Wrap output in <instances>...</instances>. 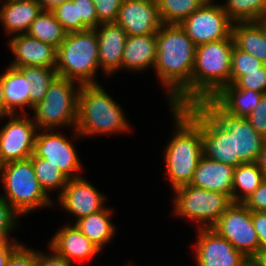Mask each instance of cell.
Wrapping results in <instances>:
<instances>
[{
  "label": "cell",
  "instance_id": "6da1fadb",
  "mask_svg": "<svg viewBox=\"0 0 266 266\" xmlns=\"http://www.w3.org/2000/svg\"><path fill=\"white\" fill-rule=\"evenodd\" d=\"M157 78L165 87L170 107L191 105V77L196 45L180 24H163L156 33Z\"/></svg>",
  "mask_w": 266,
  "mask_h": 266
},
{
  "label": "cell",
  "instance_id": "7a4b0ae2",
  "mask_svg": "<svg viewBox=\"0 0 266 266\" xmlns=\"http://www.w3.org/2000/svg\"><path fill=\"white\" fill-rule=\"evenodd\" d=\"M170 108L175 132L165 147L164 161L168 179L175 190L191 183L204 154L201 127L181 107Z\"/></svg>",
  "mask_w": 266,
  "mask_h": 266
},
{
  "label": "cell",
  "instance_id": "3957f363",
  "mask_svg": "<svg viewBox=\"0 0 266 266\" xmlns=\"http://www.w3.org/2000/svg\"><path fill=\"white\" fill-rule=\"evenodd\" d=\"M100 83L82 85L74 138L124 133L131 129L124 110Z\"/></svg>",
  "mask_w": 266,
  "mask_h": 266
},
{
  "label": "cell",
  "instance_id": "277c9868",
  "mask_svg": "<svg viewBox=\"0 0 266 266\" xmlns=\"http://www.w3.org/2000/svg\"><path fill=\"white\" fill-rule=\"evenodd\" d=\"M233 48L232 35L196 47L191 77V105L213 98L224 86L230 84Z\"/></svg>",
  "mask_w": 266,
  "mask_h": 266
},
{
  "label": "cell",
  "instance_id": "5b68a950",
  "mask_svg": "<svg viewBox=\"0 0 266 266\" xmlns=\"http://www.w3.org/2000/svg\"><path fill=\"white\" fill-rule=\"evenodd\" d=\"M99 68L95 29L68 32L57 48V75L81 85L99 84L95 78Z\"/></svg>",
  "mask_w": 266,
  "mask_h": 266
},
{
  "label": "cell",
  "instance_id": "8992f818",
  "mask_svg": "<svg viewBox=\"0 0 266 266\" xmlns=\"http://www.w3.org/2000/svg\"><path fill=\"white\" fill-rule=\"evenodd\" d=\"M0 180L5 198L20 215L52 207L53 199L40 187L30 159L0 165Z\"/></svg>",
  "mask_w": 266,
  "mask_h": 266
},
{
  "label": "cell",
  "instance_id": "52a82bcc",
  "mask_svg": "<svg viewBox=\"0 0 266 266\" xmlns=\"http://www.w3.org/2000/svg\"><path fill=\"white\" fill-rule=\"evenodd\" d=\"M76 83L58 75L50 83L42 101L32 109L33 121L39 130H57L61 126L76 129L78 95L82 86Z\"/></svg>",
  "mask_w": 266,
  "mask_h": 266
},
{
  "label": "cell",
  "instance_id": "ba28073f",
  "mask_svg": "<svg viewBox=\"0 0 266 266\" xmlns=\"http://www.w3.org/2000/svg\"><path fill=\"white\" fill-rule=\"evenodd\" d=\"M173 212L179 217L198 222L197 229L212 228L226 209L233 203L223 193L209 191L193 185L174 190Z\"/></svg>",
  "mask_w": 266,
  "mask_h": 266
},
{
  "label": "cell",
  "instance_id": "9c48e42d",
  "mask_svg": "<svg viewBox=\"0 0 266 266\" xmlns=\"http://www.w3.org/2000/svg\"><path fill=\"white\" fill-rule=\"evenodd\" d=\"M201 104L234 136V167L256 163L265 138L254 130L248 119L225 112L212 98Z\"/></svg>",
  "mask_w": 266,
  "mask_h": 266
},
{
  "label": "cell",
  "instance_id": "30bf717a",
  "mask_svg": "<svg viewBox=\"0 0 266 266\" xmlns=\"http://www.w3.org/2000/svg\"><path fill=\"white\" fill-rule=\"evenodd\" d=\"M181 108L201 127L204 156L234 167V136L202 104Z\"/></svg>",
  "mask_w": 266,
  "mask_h": 266
},
{
  "label": "cell",
  "instance_id": "8fae6325",
  "mask_svg": "<svg viewBox=\"0 0 266 266\" xmlns=\"http://www.w3.org/2000/svg\"><path fill=\"white\" fill-rule=\"evenodd\" d=\"M212 229L249 259L260 249L252 213L243 203L233 202Z\"/></svg>",
  "mask_w": 266,
  "mask_h": 266
},
{
  "label": "cell",
  "instance_id": "7c38bea8",
  "mask_svg": "<svg viewBox=\"0 0 266 266\" xmlns=\"http://www.w3.org/2000/svg\"><path fill=\"white\" fill-rule=\"evenodd\" d=\"M208 0L180 23L187 36L196 46L229 38L232 35L233 22L221 4Z\"/></svg>",
  "mask_w": 266,
  "mask_h": 266
},
{
  "label": "cell",
  "instance_id": "4fadbf2b",
  "mask_svg": "<svg viewBox=\"0 0 266 266\" xmlns=\"http://www.w3.org/2000/svg\"><path fill=\"white\" fill-rule=\"evenodd\" d=\"M27 114L9 115V120L0 129V165L29 159L39 131Z\"/></svg>",
  "mask_w": 266,
  "mask_h": 266
},
{
  "label": "cell",
  "instance_id": "5bb4252c",
  "mask_svg": "<svg viewBox=\"0 0 266 266\" xmlns=\"http://www.w3.org/2000/svg\"><path fill=\"white\" fill-rule=\"evenodd\" d=\"M33 154L57 167L68 179L80 177L78 172L82 169V163L74 144L62 132L39 130Z\"/></svg>",
  "mask_w": 266,
  "mask_h": 266
},
{
  "label": "cell",
  "instance_id": "9a60e30c",
  "mask_svg": "<svg viewBox=\"0 0 266 266\" xmlns=\"http://www.w3.org/2000/svg\"><path fill=\"white\" fill-rule=\"evenodd\" d=\"M197 231L194 245L197 266H242L249 259L212 228Z\"/></svg>",
  "mask_w": 266,
  "mask_h": 266
},
{
  "label": "cell",
  "instance_id": "2e32d148",
  "mask_svg": "<svg viewBox=\"0 0 266 266\" xmlns=\"http://www.w3.org/2000/svg\"><path fill=\"white\" fill-rule=\"evenodd\" d=\"M106 195H103L86 178L80 176L68 179L65 188L58 196L62 209L76 216V221L103 210L106 206Z\"/></svg>",
  "mask_w": 266,
  "mask_h": 266
},
{
  "label": "cell",
  "instance_id": "e0dca14e",
  "mask_svg": "<svg viewBox=\"0 0 266 266\" xmlns=\"http://www.w3.org/2000/svg\"><path fill=\"white\" fill-rule=\"evenodd\" d=\"M115 23L128 36L156 34L163 25L156 0H124Z\"/></svg>",
  "mask_w": 266,
  "mask_h": 266
},
{
  "label": "cell",
  "instance_id": "ac0fdd59",
  "mask_svg": "<svg viewBox=\"0 0 266 266\" xmlns=\"http://www.w3.org/2000/svg\"><path fill=\"white\" fill-rule=\"evenodd\" d=\"M8 47L15 60L9 66H41L55 68L57 49L47 43L30 37L28 34H19L9 40Z\"/></svg>",
  "mask_w": 266,
  "mask_h": 266
},
{
  "label": "cell",
  "instance_id": "d6986e66",
  "mask_svg": "<svg viewBox=\"0 0 266 266\" xmlns=\"http://www.w3.org/2000/svg\"><path fill=\"white\" fill-rule=\"evenodd\" d=\"M98 37L99 66L105 75L112 76L122 67V56L128 35L116 23L100 24L95 28Z\"/></svg>",
  "mask_w": 266,
  "mask_h": 266
},
{
  "label": "cell",
  "instance_id": "ffe728a7",
  "mask_svg": "<svg viewBox=\"0 0 266 266\" xmlns=\"http://www.w3.org/2000/svg\"><path fill=\"white\" fill-rule=\"evenodd\" d=\"M48 244L72 264L77 259L81 262L87 261L102 251L75 224L71 223L60 228Z\"/></svg>",
  "mask_w": 266,
  "mask_h": 266
},
{
  "label": "cell",
  "instance_id": "44dd1931",
  "mask_svg": "<svg viewBox=\"0 0 266 266\" xmlns=\"http://www.w3.org/2000/svg\"><path fill=\"white\" fill-rule=\"evenodd\" d=\"M235 167L202 156L190 185L228 195L232 200Z\"/></svg>",
  "mask_w": 266,
  "mask_h": 266
},
{
  "label": "cell",
  "instance_id": "7402d4cb",
  "mask_svg": "<svg viewBox=\"0 0 266 266\" xmlns=\"http://www.w3.org/2000/svg\"><path fill=\"white\" fill-rule=\"evenodd\" d=\"M0 0V22L8 35L27 34L43 10L37 0ZM3 2V4H2Z\"/></svg>",
  "mask_w": 266,
  "mask_h": 266
},
{
  "label": "cell",
  "instance_id": "603a6c76",
  "mask_svg": "<svg viewBox=\"0 0 266 266\" xmlns=\"http://www.w3.org/2000/svg\"><path fill=\"white\" fill-rule=\"evenodd\" d=\"M157 57L156 34L128 36L121 69L141 71L154 68Z\"/></svg>",
  "mask_w": 266,
  "mask_h": 266
},
{
  "label": "cell",
  "instance_id": "cb8c5ba5",
  "mask_svg": "<svg viewBox=\"0 0 266 266\" xmlns=\"http://www.w3.org/2000/svg\"><path fill=\"white\" fill-rule=\"evenodd\" d=\"M263 93L239 89L234 84L224 86L212 99L227 113L246 118L258 105Z\"/></svg>",
  "mask_w": 266,
  "mask_h": 266
},
{
  "label": "cell",
  "instance_id": "d4e9b609",
  "mask_svg": "<svg viewBox=\"0 0 266 266\" xmlns=\"http://www.w3.org/2000/svg\"><path fill=\"white\" fill-rule=\"evenodd\" d=\"M234 45L266 64V36L256 22H236L232 25Z\"/></svg>",
  "mask_w": 266,
  "mask_h": 266
},
{
  "label": "cell",
  "instance_id": "484cf974",
  "mask_svg": "<svg viewBox=\"0 0 266 266\" xmlns=\"http://www.w3.org/2000/svg\"><path fill=\"white\" fill-rule=\"evenodd\" d=\"M112 209L105 207L103 210L90 214L75 221L78 229L87 236L101 250L114 237L116 228L111 222Z\"/></svg>",
  "mask_w": 266,
  "mask_h": 266
},
{
  "label": "cell",
  "instance_id": "4316f807",
  "mask_svg": "<svg viewBox=\"0 0 266 266\" xmlns=\"http://www.w3.org/2000/svg\"><path fill=\"white\" fill-rule=\"evenodd\" d=\"M3 89L8 111L19 114L16 109L20 107V114H24L25 107H29V91L27 79L18 68L8 65L3 73Z\"/></svg>",
  "mask_w": 266,
  "mask_h": 266
},
{
  "label": "cell",
  "instance_id": "83f0119b",
  "mask_svg": "<svg viewBox=\"0 0 266 266\" xmlns=\"http://www.w3.org/2000/svg\"><path fill=\"white\" fill-rule=\"evenodd\" d=\"M27 34L57 49L64 40L67 32L63 29L52 11L42 10L32 22Z\"/></svg>",
  "mask_w": 266,
  "mask_h": 266
},
{
  "label": "cell",
  "instance_id": "f1b7e54d",
  "mask_svg": "<svg viewBox=\"0 0 266 266\" xmlns=\"http://www.w3.org/2000/svg\"><path fill=\"white\" fill-rule=\"evenodd\" d=\"M263 179L256 163L240 164L235 167L232 202L243 203L260 186Z\"/></svg>",
  "mask_w": 266,
  "mask_h": 266
},
{
  "label": "cell",
  "instance_id": "f546056e",
  "mask_svg": "<svg viewBox=\"0 0 266 266\" xmlns=\"http://www.w3.org/2000/svg\"><path fill=\"white\" fill-rule=\"evenodd\" d=\"M17 68L27 79L29 107L32 110L46 95L50 83L57 76L56 69L41 66H22Z\"/></svg>",
  "mask_w": 266,
  "mask_h": 266
},
{
  "label": "cell",
  "instance_id": "4dcf8cb0",
  "mask_svg": "<svg viewBox=\"0 0 266 266\" xmlns=\"http://www.w3.org/2000/svg\"><path fill=\"white\" fill-rule=\"evenodd\" d=\"M163 24H180L208 0H156Z\"/></svg>",
  "mask_w": 266,
  "mask_h": 266
},
{
  "label": "cell",
  "instance_id": "1f68e13d",
  "mask_svg": "<svg viewBox=\"0 0 266 266\" xmlns=\"http://www.w3.org/2000/svg\"><path fill=\"white\" fill-rule=\"evenodd\" d=\"M221 4L233 23L255 22L266 14V0H226Z\"/></svg>",
  "mask_w": 266,
  "mask_h": 266
},
{
  "label": "cell",
  "instance_id": "d6a6232c",
  "mask_svg": "<svg viewBox=\"0 0 266 266\" xmlns=\"http://www.w3.org/2000/svg\"><path fill=\"white\" fill-rule=\"evenodd\" d=\"M33 164L35 174L40 187L49 196L53 190H59V196L65 188L68 178L61 171L47 160L36 157L34 154L29 158Z\"/></svg>",
  "mask_w": 266,
  "mask_h": 266
},
{
  "label": "cell",
  "instance_id": "836d02e7",
  "mask_svg": "<svg viewBox=\"0 0 266 266\" xmlns=\"http://www.w3.org/2000/svg\"><path fill=\"white\" fill-rule=\"evenodd\" d=\"M264 63L253 55L238 49L235 45L231 56L230 84H234L247 71L257 70Z\"/></svg>",
  "mask_w": 266,
  "mask_h": 266
},
{
  "label": "cell",
  "instance_id": "e575fe53",
  "mask_svg": "<svg viewBox=\"0 0 266 266\" xmlns=\"http://www.w3.org/2000/svg\"><path fill=\"white\" fill-rule=\"evenodd\" d=\"M51 11L67 33L81 31V18H78L77 4L73 0L65 1Z\"/></svg>",
  "mask_w": 266,
  "mask_h": 266
},
{
  "label": "cell",
  "instance_id": "d590c367",
  "mask_svg": "<svg viewBox=\"0 0 266 266\" xmlns=\"http://www.w3.org/2000/svg\"><path fill=\"white\" fill-rule=\"evenodd\" d=\"M234 85L239 89H250L266 94V64L257 70L247 71Z\"/></svg>",
  "mask_w": 266,
  "mask_h": 266
},
{
  "label": "cell",
  "instance_id": "8d00e7d4",
  "mask_svg": "<svg viewBox=\"0 0 266 266\" xmlns=\"http://www.w3.org/2000/svg\"><path fill=\"white\" fill-rule=\"evenodd\" d=\"M19 216L9 202L0 195V237L3 240H11L10 232L18 228Z\"/></svg>",
  "mask_w": 266,
  "mask_h": 266
},
{
  "label": "cell",
  "instance_id": "74e56055",
  "mask_svg": "<svg viewBox=\"0 0 266 266\" xmlns=\"http://www.w3.org/2000/svg\"><path fill=\"white\" fill-rule=\"evenodd\" d=\"M124 0H93L97 13L98 26L100 24L115 23L119 8Z\"/></svg>",
  "mask_w": 266,
  "mask_h": 266
},
{
  "label": "cell",
  "instance_id": "f35d334b",
  "mask_svg": "<svg viewBox=\"0 0 266 266\" xmlns=\"http://www.w3.org/2000/svg\"><path fill=\"white\" fill-rule=\"evenodd\" d=\"M77 4L78 18H81V31L95 29L98 19L93 0H73Z\"/></svg>",
  "mask_w": 266,
  "mask_h": 266
},
{
  "label": "cell",
  "instance_id": "ab89813d",
  "mask_svg": "<svg viewBox=\"0 0 266 266\" xmlns=\"http://www.w3.org/2000/svg\"><path fill=\"white\" fill-rule=\"evenodd\" d=\"M6 266H37V250L21 244L10 255Z\"/></svg>",
  "mask_w": 266,
  "mask_h": 266
},
{
  "label": "cell",
  "instance_id": "60d3db41",
  "mask_svg": "<svg viewBox=\"0 0 266 266\" xmlns=\"http://www.w3.org/2000/svg\"><path fill=\"white\" fill-rule=\"evenodd\" d=\"M246 118L254 130L266 138V94L261 97L258 105Z\"/></svg>",
  "mask_w": 266,
  "mask_h": 266
},
{
  "label": "cell",
  "instance_id": "b9f144b4",
  "mask_svg": "<svg viewBox=\"0 0 266 266\" xmlns=\"http://www.w3.org/2000/svg\"><path fill=\"white\" fill-rule=\"evenodd\" d=\"M250 210L256 212H266V178L260 186L243 202Z\"/></svg>",
  "mask_w": 266,
  "mask_h": 266
},
{
  "label": "cell",
  "instance_id": "7bdbcfd3",
  "mask_svg": "<svg viewBox=\"0 0 266 266\" xmlns=\"http://www.w3.org/2000/svg\"><path fill=\"white\" fill-rule=\"evenodd\" d=\"M51 253H43L37 250V266H73L65 257L59 255L53 248L49 246Z\"/></svg>",
  "mask_w": 266,
  "mask_h": 266
},
{
  "label": "cell",
  "instance_id": "ee69618b",
  "mask_svg": "<svg viewBox=\"0 0 266 266\" xmlns=\"http://www.w3.org/2000/svg\"><path fill=\"white\" fill-rule=\"evenodd\" d=\"M253 226L257 232L260 249H266V212L251 211Z\"/></svg>",
  "mask_w": 266,
  "mask_h": 266
},
{
  "label": "cell",
  "instance_id": "f6af8a7d",
  "mask_svg": "<svg viewBox=\"0 0 266 266\" xmlns=\"http://www.w3.org/2000/svg\"><path fill=\"white\" fill-rule=\"evenodd\" d=\"M22 243L16 240H4L0 244V266H6L10 255L21 245Z\"/></svg>",
  "mask_w": 266,
  "mask_h": 266
},
{
  "label": "cell",
  "instance_id": "bcb514c9",
  "mask_svg": "<svg viewBox=\"0 0 266 266\" xmlns=\"http://www.w3.org/2000/svg\"><path fill=\"white\" fill-rule=\"evenodd\" d=\"M256 164L258 169L262 172L263 177L266 178V138L264 139Z\"/></svg>",
  "mask_w": 266,
  "mask_h": 266
},
{
  "label": "cell",
  "instance_id": "7dc6e473",
  "mask_svg": "<svg viewBox=\"0 0 266 266\" xmlns=\"http://www.w3.org/2000/svg\"><path fill=\"white\" fill-rule=\"evenodd\" d=\"M12 115L6 108V102L4 98V89H3V73L0 74V119Z\"/></svg>",
  "mask_w": 266,
  "mask_h": 266
},
{
  "label": "cell",
  "instance_id": "c3c4849f",
  "mask_svg": "<svg viewBox=\"0 0 266 266\" xmlns=\"http://www.w3.org/2000/svg\"><path fill=\"white\" fill-rule=\"evenodd\" d=\"M250 259L256 266H266V249H259Z\"/></svg>",
  "mask_w": 266,
  "mask_h": 266
},
{
  "label": "cell",
  "instance_id": "681fc988",
  "mask_svg": "<svg viewBox=\"0 0 266 266\" xmlns=\"http://www.w3.org/2000/svg\"><path fill=\"white\" fill-rule=\"evenodd\" d=\"M37 1L40 3L43 10L51 11L56 6L63 4L65 1H68V0H37Z\"/></svg>",
  "mask_w": 266,
  "mask_h": 266
},
{
  "label": "cell",
  "instance_id": "f907efd6",
  "mask_svg": "<svg viewBox=\"0 0 266 266\" xmlns=\"http://www.w3.org/2000/svg\"><path fill=\"white\" fill-rule=\"evenodd\" d=\"M255 22L260 26L266 36V14L257 19Z\"/></svg>",
  "mask_w": 266,
  "mask_h": 266
},
{
  "label": "cell",
  "instance_id": "816d5d0a",
  "mask_svg": "<svg viewBox=\"0 0 266 266\" xmlns=\"http://www.w3.org/2000/svg\"><path fill=\"white\" fill-rule=\"evenodd\" d=\"M242 266H256L251 259H248Z\"/></svg>",
  "mask_w": 266,
  "mask_h": 266
},
{
  "label": "cell",
  "instance_id": "f5cc1de1",
  "mask_svg": "<svg viewBox=\"0 0 266 266\" xmlns=\"http://www.w3.org/2000/svg\"><path fill=\"white\" fill-rule=\"evenodd\" d=\"M4 240L0 237V244L3 242Z\"/></svg>",
  "mask_w": 266,
  "mask_h": 266
}]
</instances>
